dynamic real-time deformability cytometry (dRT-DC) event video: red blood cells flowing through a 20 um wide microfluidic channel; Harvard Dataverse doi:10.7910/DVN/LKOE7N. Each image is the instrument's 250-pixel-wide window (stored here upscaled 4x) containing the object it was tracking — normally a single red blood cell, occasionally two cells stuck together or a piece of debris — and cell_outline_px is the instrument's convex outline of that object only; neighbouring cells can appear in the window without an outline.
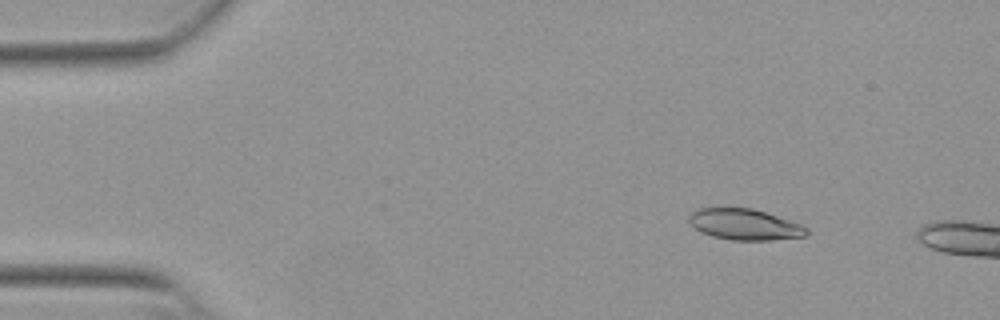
{"species": "Egyptian fruit bat (a non-hibernating species)", "species_latin": "Rousettus aegyptiacus", "temperature_condition": "warm", "stored_images_in_passage": 11, "camera_frame_rate_fps": 3000, "um_per_image_px": 0.085, "animal": {"sex": "female"}, "frame": {"image": 1, "passage_image": 5, "time_ms": 1.333, "image_size_px": [1000, 320], "cell_outline_px": [[808, 232], [804, 236], [772, 240], [732, 240], [712, 236], [700, 232], [688, 224], [688, 216], [696, 208], [752, 208], [800, 224], [808, 228]], "centroid_in_image_um": [63.23, 19.08], "position_along_channel_um": 21.8, "area_um2": 21.21}}